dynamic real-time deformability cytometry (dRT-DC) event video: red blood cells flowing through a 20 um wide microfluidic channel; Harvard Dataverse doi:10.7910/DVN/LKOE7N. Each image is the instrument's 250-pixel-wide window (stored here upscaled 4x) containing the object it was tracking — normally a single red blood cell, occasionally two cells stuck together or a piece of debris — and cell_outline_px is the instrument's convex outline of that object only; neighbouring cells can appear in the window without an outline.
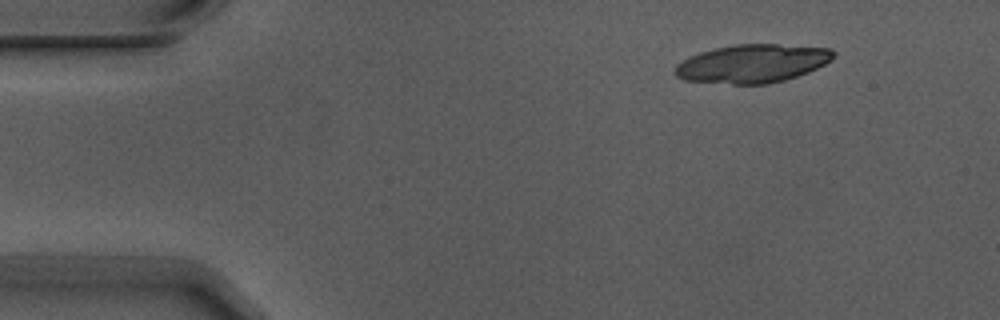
{"species": "Egyptian fruit bat (a non-hibernating species)", "species_latin": "Rousettus aegyptiacus", "temperature_condition": "warm", "stored_images_in_passage": 4, "camera_frame_rate_fps": 3000, "um_per_image_px": 0.085, "animal": {"sex": "male"}, "frame": {"image": 1, "passage_image": 1, "time_ms": 0.0, "image_size_px": [1000, 320], "cell_outline_px": [[836, 56], [832, 60], [808, 72], [784, 80], [768, 84], [732, 84], [684, 80], [676, 76], [672, 72], [676, 64], [700, 52], [712, 48], [736, 44], [776, 44], [832, 48], [836, 52]], "centroid_in_image_um": [63.96, 5.4], "position_along_channel_um": 21.0, "area_um2": 35.6}}